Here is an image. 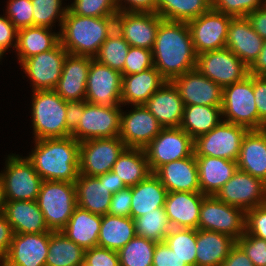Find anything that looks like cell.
<instances>
[{"label": "cell", "mask_w": 266, "mask_h": 266, "mask_svg": "<svg viewBox=\"0 0 266 266\" xmlns=\"http://www.w3.org/2000/svg\"><path fill=\"white\" fill-rule=\"evenodd\" d=\"M5 203H6V198H5L4 185L2 179L0 178V215L4 213Z\"/></svg>", "instance_id": "cell-64"}, {"label": "cell", "mask_w": 266, "mask_h": 266, "mask_svg": "<svg viewBox=\"0 0 266 266\" xmlns=\"http://www.w3.org/2000/svg\"><path fill=\"white\" fill-rule=\"evenodd\" d=\"M246 17L249 20L252 28L264 40H266V5L256 9L254 12H251Z\"/></svg>", "instance_id": "cell-61"}, {"label": "cell", "mask_w": 266, "mask_h": 266, "mask_svg": "<svg viewBox=\"0 0 266 266\" xmlns=\"http://www.w3.org/2000/svg\"><path fill=\"white\" fill-rule=\"evenodd\" d=\"M162 20L156 12L119 11L115 28L130 46L152 50Z\"/></svg>", "instance_id": "cell-18"}, {"label": "cell", "mask_w": 266, "mask_h": 266, "mask_svg": "<svg viewBox=\"0 0 266 266\" xmlns=\"http://www.w3.org/2000/svg\"><path fill=\"white\" fill-rule=\"evenodd\" d=\"M18 29L4 15L0 16V46L7 51L17 46Z\"/></svg>", "instance_id": "cell-56"}, {"label": "cell", "mask_w": 266, "mask_h": 266, "mask_svg": "<svg viewBox=\"0 0 266 266\" xmlns=\"http://www.w3.org/2000/svg\"><path fill=\"white\" fill-rule=\"evenodd\" d=\"M125 148L119 136L80 142L79 174L97 177L110 172Z\"/></svg>", "instance_id": "cell-13"}, {"label": "cell", "mask_w": 266, "mask_h": 266, "mask_svg": "<svg viewBox=\"0 0 266 266\" xmlns=\"http://www.w3.org/2000/svg\"><path fill=\"white\" fill-rule=\"evenodd\" d=\"M254 266H266V240L245 233L236 241Z\"/></svg>", "instance_id": "cell-50"}, {"label": "cell", "mask_w": 266, "mask_h": 266, "mask_svg": "<svg viewBox=\"0 0 266 266\" xmlns=\"http://www.w3.org/2000/svg\"><path fill=\"white\" fill-rule=\"evenodd\" d=\"M249 130L221 121L208 133L194 140L195 156H210L237 161L244 136Z\"/></svg>", "instance_id": "cell-9"}, {"label": "cell", "mask_w": 266, "mask_h": 266, "mask_svg": "<svg viewBox=\"0 0 266 266\" xmlns=\"http://www.w3.org/2000/svg\"><path fill=\"white\" fill-rule=\"evenodd\" d=\"M212 8V0H157L156 13L164 20L189 22Z\"/></svg>", "instance_id": "cell-40"}, {"label": "cell", "mask_w": 266, "mask_h": 266, "mask_svg": "<svg viewBox=\"0 0 266 266\" xmlns=\"http://www.w3.org/2000/svg\"><path fill=\"white\" fill-rule=\"evenodd\" d=\"M97 177L100 180H106V186L108 187V191H110L111 194H115L116 192L126 188L122 180L119 179L117 175L112 171L99 175Z\"/></svg>", "instance_id": "cell-62"}, {"label": "cell", "mask_w": 266, "mask_h": 266, "mask_svg": "<svg viewBox=\"0 0 266 266\" xmlns=\"http://www.w3.org/2000/svg\"><path fill=\"white\" fill-rule=\"evenodd\" d=\"M194 139L180 127L163 128L144 148L150 169L154 173L160 166L190 157L194 154Z\"/></svg>", "instance_id": "cell-10"}, {"label": "cell", "mask_w": 266, "mask_h": 266, "mask_svg": "<svg viewBox=\"0 0 266 266\" xmlns=\"http://www.w3.org/2000/svg\"><path fill=\"white\" fill-rule=\"evenodd\" d=\"M130 45L115 28L108 38L99 48L98 53L93 58L100 64L109 66L123 75L125 58L128 54Z\"/></svg>", "instance_id": "cell-41"}, {"label": "cell", "mask_w": 266, "mask_h": 266, "mask_svg": "<svg viewBox=\"0 0 266 266\" xmlns=\"http://www.w3.org/2000/svg\"><path fill=\"white\" fill-rule=\"evenodd\" d=\"M232 18L211 8L188 22L196 55L226 48L227 33Z\"/></svg>", "instance_id": "cell-15"}, {"label": "cell", "mask_w": 266, "mask_h": 266, "mask_svg": "<svg viewBox=\"0 0 266 266\" xmlns=\"http://www.w3.org/2000/svg\"><path fill=\"white\" fill-rule=\"evenodd\" d=\"M37 203L51 231H61L77 207L75 183L43 181Z\"/></svg>", "instance_id": "cell-5"}, {"label": "cell", "mask_w": 266, "mask_h": 266, "mask_svg": "<svg viewBox=\"0 0 266 266\" xmlns=\"http://www.w3.org/2000/svg\"><path fill=\"white\" fill-rule=\"evenodd\" d=\"M85 250L62 231H51L46 266H81Z\"/></svg>", "instance_id": "cell-39"}, {"label": "cell", "mask_w": 266, "mask_h": 266, "mask_svg": "<svg viewBox=\"0 0 266 266\" xmlns=\"http://www.w3.org/2000/svg\"><path fill=\"white\" fill-rule=\"evenodd\" d=\"M93 58L67 54L54 91L65 101L85 100L90 62Z\"/></svg>", "instance_id": "cell-23"}, {"label": "cell", "mask_w": 266, "mask_h": 266, "mask_svg": "<svg viewBox=\"0 0 266 266\" xmlns=\"http://www.w3.org/2000/svg\"><path fill=\"white\" fill-rule=\"evenodd\" d=\"M157 242L135 236L118 252L120 266H152Z\"/></svg>", "instance_id": "cell-43"}, {"label": "cell", "mask_w": 266, "mask_h": 266, "mask_svg": "<svg viewBox=\"0 0 266 266\" xmlns=\"http://www.w3.org/2000/svg\"><path fill=\"white\" fill-rule=\"evenodd\" d=\"M50 232L13 235L3 266H46Z\"/></svg>", "instance_id": "cell-21"}, {"label": "cell", "mask_w": 266, "mask_h": 266, "mask_svg": "<svg viewBox=\"0 0 266 266\" xmlns=\"http://www.w3.org/2000/svg\"><path fill=\"white\" fill-rule=\"evenodd\" d=\"M249 74L254 76H266V40L264 41L258 58L249 68Z\"/></svg>", "instance_id": "cell-63"}, {"label": "cell", "mask_w": 266, "mask_h": 266, "mask_svg": "<svg viewBox=\"0 0 266 266\" xmlns=\"http://www.w3.org/2000/svg\"><path fill=\"white\" fill-rule=\"evenodd\" d=\"M154 174L167 192H200L195 153L190 157L160 166Z\"/></svg>", "instance_id": "cell-25"}, {"label": "cell", "mask_w": 266, "mask_h": 266, "mask_svg": "<svg viewBox=\"0 0 266 266\" xmlns=\"http://www.w3.org/2000/svg\"><path fill=\"white\" fill-rule=\"evenodd\" d=\"M26 158L43 181L75 183L79 175L80 142L72 136L34 140Z\"/></svg>", "instance_id": "cell-2"}, {"label": "cell", "mask_w": 266, "mask_h": 266, "mask_svg": "<svg viewBox=\"0 0 266 266\" xmlns=\"http://www.w3.org/2000/svg\"><path fill=\"white\" fill-rule=\"evenodd\" d=\"M178 89L185 106H222L223 88L196 68L171 81Z\"/></svg>", "instance_id": "cell-20"}, {"label": "cell", "mask_w": 266, "mask_h": 266, "mask_svg": "<svg viewBox=\"0 0 266 266\" xmlns=\"http://www.w3.org/2000/svg\"><path fill=\"white\" fill-rule=\"evenodd\" d=\"M121 107L86 102L83 115L71 136L78 142L119 136Z\"/></svg>", "instance_id": "cell-11"}, {"label": "cell", "mask_w": 266, "mask_h": 266, "mask_svg": "<svg viewBox=\"0 0 266 266\" xmlns=\"http://www.w3.org/2000/svg\"><path fill=\"white\" fill-rule=\"evenodd\" d=\"M0 172L6 201H36L43 180L32 163L18 154L8 155Z\"/></svg>", "instance_id": "cell-7"}, {"label": "cell", "mask_w": 266, "mask_h": 266, "mask_svg": "<svg viewBox=\"0 0 266 266\" xmlns=\"http://www.w3.org/2000/svg\"><path fill=\"white\" fill-rule=\"evenodd\" d=\"M32 92L31 116L34 140L71 136L66 125L67 101L54 90Z\"/></svg>", "instance_id": "cell-4"}, {"label": "cell", "mask_w": 266, "mask_h": 266, "mask_svg": "<svg viewBox=\"0 0 266 266\" xmlns=\"http://www.w3.org/2000/svg\"><path fill=\"white\" fill-rule=\"evenodd\" d=\"M221 266H254L244 250L236 243Z\"/></svg>", "instance_id": "cell-60"}, {"label": "cell", "mask_w": 266, "mask_h": 266, "mask_svg": "<svg viewBox=\"0 0 266 266\" xmlns=\"http://www.w3.org/2000/svg\"><path fill=\"white\" fill-rule=\"evenodd\" d=\"M246 212L216 196L206 195L200 208L198 229L222 233L236 241L245 233Z\"/></svg>", "instance_id": "cell-8"}, {"label": "cell", "mask_w": 266, "mask_h": 266, "mask_svg": "<svg viewBox=\"0 0 266 266\" xmlns=\"http://www.w3.org/2000/svg\"><path fill=\"white\" fill-rule=\"evenodd\" d=\"M81 266H120L117 251L95 246L85 250L84 263Z\"/></svg>", "instance_id": "cell-51"}, {"label": "cell", "mask_w": 266, "mask_h": 266, "mask_svg": "<svg viewBox=\"0 0 266 266\" xmlns=\"http://www.w3.org/2000/svg\"><path fill=\"white\" fill-rule=\"evenodd\" d=\"M133 108L121 112L119 137L126 148L144 149L163 127L145 105H133Z\"/></svg>", "instance_id": "cell-19"}, {"label": "cell", "mask_w": 266, "mask_h": 266, "mask_svg": "<svg viewBox=\"0 0 266 266\" xmlns=\"http://www.w3.org/2000/svg\"><path fill=\"white\" fill-rule=\"evenodd\" d=\"M134 224L136 236L156 242L164 241L171 230L165 208H156L152 212L135 218Z\"/></svg>", "instance_id": "cell-42"}, {"label": "cell", "mask_w": 266, "mask_h": 266, "mask_svg": "<svg viewBox=\"0 0 266 266\" xmlns=\"http://www.w3.org/2000/svg\"><path fill=\"white\" fill-rule=\"evenodd\" d=\"M153 65L166 81L196 68L197 55L187 22L162 20L152 49Z\"/></svg>", "instance_id": "cell-1"}, {"label": "cell", "mask_w": 266, "mask_h": 266, "mask_svg": "<svg viewBox=\"0 0 266 266\" xmlns=\"http://www.w3.org/2000/svg\"><path fill=\"white\" fill-rule=\"evenodd\" d=\"M6 8V17L18 30L34 26L31 0H9Z\"/></svg>", "instance_id": "cell-48"}, {"label": "cell", "mask_w": 266, "mask_h": 266, "mask_svg": "<svg viewBox=\"0 0 266 266\" xmlns=\"http://www.w3.org/2000/svg\"><path fill=\"white\" fill-rule=\"evenodd\" d=\"M33 8L34 26L51 28L59 21L60 29L68 6H62V0H31Z\"/></svg>", "instance_id": "cell-45"}, {"label": "cell", "mask_w": 266, "mask_h": 266, "mask_svg": "<svg viewBox=\"0 0 266 266\" xmlns=\"http://www.w3.org/2000/svg\"><path fill=\"white\" fill-rule=\"evenodd\" d=\"M136 236L134 220L131 217L101 216V228L97 246L119 251Z\"/></svg>", "instance_id": "cell-37"}, {"label": "cell", "mask_w": 266, "mask_h": 266, "mask_svg": "<svg viewBox=\"0 0 266 266\" xmlns=\"http://www.w3.org/2000/svg\"><path fill=\"white\" fill-rule=\"evenodd\" d=\"M167 193V189L158 177L151 173L143 181L131 187L130 217L134 220L139 216L152 212L153 209L164 208Z\"/></svg>", "instance_id": "cell-33"}, {"label": "cell", "mask_w": 266, "mask_h": 266, "mask_svg": "<svg viewBox=\"0 0 266 266\" xmlns=\"http://www.w3.org/2000/svg\"><path fill=\"white\" fill-rule=\"evenodd\" d=\"M264 39L252 28L247 17L232 18L229 24L226 48L249 68L258 58Z\"/></svg>", "instance_id": "cell-22"}, {"label": "cell", "mask_w": 266, "mask_h": 266, "mask_svg": "<svg viewBox=\"0 0 266 266\" xmlns=\"http://www.w3.org/2000/svg\"><path fill=\"white\" fill-rule=\"evenodd\" d=\"M86 100L67 102L66 125L67 129L72 133L78 126L83 115Z\"/></svg>", "instance_id": "cell-58"}, {"label": "cell", "mask_w": 266, "mask_h": 266, "mask_svg": "<svg viewBox=\"0 0 266 266\" xmlns=\"http://www.w3.org/2000/svg\"><path fill=\"white\" fill-rule=\"evenodd\" d=\"M221 118V106L189 105L184 107L180 128L195 140L217 126Z\"/></svg>", "instance_id": "cell-38"}, {"label": "cell", "mask_w": 266, "mask_h": 266, "mask_svg": "<svg viewBox=\"0 0 266 266\" xmlns=\"http://www.w3.org/2000/svg\"><path fill=\"white\" fill-rule=\"evenodd\" d=\"M245 231L266 240V204L246 211Z\"/></svg>", "instance_id": "cell-52"}, {"label": "cell", "mask_w": 266, "mask_h": 266, "mask_svg": "<svg viewBox=\"0 0 266 266\" xmlns=\"http://www.w3.org/2000/svg\"><path fill=\"white\" fill-rule=\"evenodd\" d=\"M196 266H221L236 240L228 235L197 229Z\"/></svg>", "instance_id": "cell-32"}, {"label": "cell", "mask_w": 266, "mask_h": 266, "mask_svg": "<svg viewBox=\"0 0 266 266\" xmlns=\"http://www.w3.org/2000/svg\"><path fill=\"white\" fill-rule=\"evenodd\" d=\"M3 215L15 234L51 232L37 201H6Z\"/></svg>", "instance_id": "cell-27"}, {"label": "cell", "mask_w": 266, "mask_h": 266, "mask_svg": "<svg viewBox=\"0 0 266 266\" xmlns=\"http://www.w3.org/2000/svg\"><path fill=\"white\" fill-rule=\"evenodd\" d=\"M165 82L154 66L140 74L122 75V105H144Z\"/></svg>", "instance_id": "cell-30"}, {"label": "cell", "mask_w": 266, "mask_h": 266, "mask_svg": "<svg viewBox=\"0 0 266 266\" xmlns=\"http://www.w3.org/2000/svg\"><path fill=\"white\" fill-rule=\"evenodd\" d=\"M100 228L101 215L77 206L61 231L78 246L87 250L97 246Z\"/></svg>", "instance_id": "cell-34"}, {"label": "cell", "mask_w": 266, "mask_h": 266, "mask_svg": "<svg viewBox=\"0 0 266 266\" xmlns=\"http://www.w3.org/2000/svg\"><path fill=\"white\" fill-rule=\"evenodd\" d=\"M144 105L163 128L180 127L185 105L171 81H166Z\"/></svg>", "instance_id": "cell-26"}, {"label": "cell", "mask_w": 266, "mask_h": 266, "mask_svg": "<svg viewBox=\"0 0 266 266\" xmlns=\"http://www.w3.org/2000/svg\"><path fill=\"white\" fill-rule=\"evenodd\" d=\"M75 186L78 207L101 216L108 214L112 194L108 191L106 180L79 174Z\"/></svg>", "instance_id": "cell-31"}, {"label": "cell", "mask_w": 266, "mask_h": 266, "mask_svg": "<svg viewBox=\"0 0 266 266\" xmlns=\"http://www.w3.org/2000/svg\"><path fill=\"white\" fill-rule=\"evenodd\" d=\"M115 1L118 10L123 12H156L157 9V0H115Z\"/></svg>", "instance_id": "cell-57"}, {"label": "cell", "mask_w": 266, "mask_h": 266, "mask_svg": "<svg viewBox=\"0 0 266 266\" xmlns=\"http://www.w3.org/2000/svg\"><path fill=\"white\" fill-rule=\"evenodd\" d=\"M266 0H212V9L233 18L246 17L265 6Z\"/></svg>", "instance_id": "cell-47"}, {"label": "cell", "mask_w": 266, "mask_h": 266, "mask_svg": "<svg viewBox=\"0 0 266 266\" xmlns=\"http://www.w3.org/2000/svg\"><path fill=\"white\" fill-rule=\"evenodd\" d=\"M196 236V229L171 228L164 241L188 266H196Z\"/></svg>", "instance_id": "cell-44"}, {"label": "cell", "mask_w": 266, "mask_h": 266, "mask_svg": "<svg viewBox=\"0 0 266 266\" xmlns=\"http://www.w3.org/2000/svg\"><path fill=\"white\" fill-rule=\"evenodd\" d=\"M205 196L201 192H168L164 208L171 228L197 230Z\"/></svg>", "instance_id": "cell-24"}, {"label": "cell", "mask_w": 266, "mask_h": 266, "mask_svg": "<svg viewBox=\"0 0 266 266\" xmlns=\"http://www.w3.org/2000/svg\"><path fill=\"white\" fill-rule=\"evenodd\" d=\"M153 66L152 50L130 46L125 58L123 75L140 74Z\"/></svg>", "instance_id": "cell-49"}, {"label": "cell", "mask_w": 266, "mask_h": 266, "mask_svg": "<svg viewBox=\"0 0 266 266\" xmlns=\"http://www.w3.org/2000/svg\"><path fill=\"white\" fill-rule=\"evenodd\" d=\"M122 73L92 59L85 100L102 106H121Z\"/></svg>", "instance_id": "cell-17"}, {"label": "cell", "mask_w": 266, "mask_h": 266, "mask_svg": "<svg viewBox=\"0 0 266 266\" xmlns=\"http://www.w3.org/2000/svg\"><path fill=\"white\" fill-rule=\"evenodd\" d=\"M111 171L126 187L137 185L152 173L146 153L140 148H125Z\"/></svg>", "instance_id": "cell-36"}, {"label": "cell", "mask_w": 266, "mask_h": 266, "mask_svg": "<svg viewBox=\"0 0 266 266\" xmlns=\"http://www.w3.org/2000/svg\"><path fill=\"white\" fill-rule=\"evenodd\" d=\"M6 53V51L0 46V57L3 58L2 56Z\"/></svg>", "instance_id": "cell-65"}, {"label": "cell", "mask_w": 266, "mask_h": 266, "mask_svg": "<svg viewBox=\"0 0 266 266\" xmlns=\"http://www.w3.org/2000/svg\"><path fill=\"white\" fill-rule=\"evenodd\" d=\"M196 69L222 88L249 75V67L228 48L198 54Z\"/></svg>", "instance_id": "cell-12"}, {"label": "cell", "mask_w": 266, "mask_h": 266, "mask_svg": "<svg viewBox=\"0 0 266 266\" xmlns=\"http://www.w3.org/2000/svg\"><path fill=\"white\" fill-rule=\"evenodd\" d=\"M222 119L248 130H259V114L254 98V75L223 88Z\"/></svg>", "instance_id": "cell-6"}, {"label": "cell", "mask_w": 266, "mask_h": 266, "mask_svg": "<svg viewBox=\"0 0 266 266\" xmlns=\"http://www.w3.org/2000/svg\"><path fill=\"white\" fill-rule=\"evenodd\" d=\"M199 174L200 192L215 196L238 170L237 161L210 156H195Z\"/></svg>", "instance_id": "cell-28"}, {"label": "cell", "mask_w": 266, "mask_h": 266, "mask_svg": "<svg viewBox=\"0 0 266 266\" xmlns=\"http://www.w3.org/2000/svg\"><path fill=\"white\" fill-rule=\"evenodd\" d=\"M13 229L4 215H0V262L6 257L13 239Z\"/></svg>", "instance_id": "cell-59"}, {"label": "cell", "mask_w": 266, "mask_h": 266, "mask_svg": "<svg viewBox=\"0 0 266 266\" xmlns=\"http://www.w3.org/2000/svg\"><path fill=\"white\" fill-rule=\"evenodd\" d=\"M68 9L80 16L109 17L119 12L115 0H74Z\"/></svg>", "instance_id": "cell-46"}, {"label": "cell", "mask_w": 266, "mask_h": 266, "mask_svg": "<svg viewBox=\"0 0 266 266\" xmlns=\"http://www.w3.org/2000/svg\"><path fill=\"white\" fill-rule=\"evenodd\" d=\"M254 98L259 114V130L266 126V76H254Z\"/></svg>", "instance_id": "cell-55"}, {"label": "cell", "mask_w": 266, "mask_h": 266, "mask_svg": "<svg viewBox=\"0 0 266 266\" xmlns=\"http://www.w3.org/2000/svg\"><path fill=\"white\" fill-rule=\"evenodd\" d=\"M114 29L115 16H80L68 9L59 31L60 43L68 54L94 58Z\"/></svg>", "instance_id": "cell-3"}, {"label": "cell", "mask_w": 266, "mask_h": 266, "mask_svg": "<svg viewBox=\"0 0 266 266\" xmlns=\"http://www.w3.org/2000/svg\"><path fill=\"white\" fill-rule=\"evenodd\" d=\"M152 266H188L182 261L174 251L165 243L157 242L154 253Z\"/></svg>", "instance_id": "cell-54"}, {"label": "cell", "mask_w": 266, "mask_h": 266, "mask_svg": "<svg viewBox=\"0 0 266 266\" xmlns=\"http://www.w3.org/2000/svg\"><path fill=\"white\" fill-rule=\"evenodd\" d=\"M238 170L266 183V131L249 130L243 138L237 159Z\"/></svg>", "instance_id": "cell-29"}, {"label": "cell", "mask_w": 266, "mask_h": 266, "mask_svg": "<svg viewBox=\"0 0 266 266\" xmlns=\"http://www.w3.org/2000/svg\"><path fill=\"white\" fill-rule=\"evenodd\" d=\"M131 201V187H126L112 194L108 214L112 216L130 217Z\"/></svg>", "instance_id": "cell-53"}, {"label": "cell", "mask_w": 266, "mask_h": 266, "mask_svg": "<svg viewBox=\"0 0 266 266\" xmlns=\"http://www.w3.org/2000/svg\"><path fill=\"white\" fill-rule=\"evenodd\" d=\"M67 54L68 51L59 43L55 48L27 58L20 63L30 79L32 91L55 89Z\"/></svg>", "instance_id": "cell-14"}, {"label": "cell", "mask_w": 266, "mask_h": 266, "mask_svg": "<svg viewBox=\"0 0 266 266\" xmlns=\"http://www.w3.org/2000/svg\"><path fill=\"white\" fill-rule=\"evenodd\" d=\"M51 28L32 26L18 30L16 51L19 63L27 58L55 48L60 43V32Z\"/></svg>", "instance_id": "cell-35"}, {"label": "cell", "mask_w": 266, "mask_h": 266, "mask_svg": "<svg viewBox=\"0 0 266 266\" xmlns=\"http://www.w3.org/2000/svg\"><path fill=\"white\" fill-rule=\"evenodd\" d=\"M222 202L245 212L266 204V183L249 173L237 170L215 195Z\"/></svg>", "instance_id": "cell-16"}]
</instances>
